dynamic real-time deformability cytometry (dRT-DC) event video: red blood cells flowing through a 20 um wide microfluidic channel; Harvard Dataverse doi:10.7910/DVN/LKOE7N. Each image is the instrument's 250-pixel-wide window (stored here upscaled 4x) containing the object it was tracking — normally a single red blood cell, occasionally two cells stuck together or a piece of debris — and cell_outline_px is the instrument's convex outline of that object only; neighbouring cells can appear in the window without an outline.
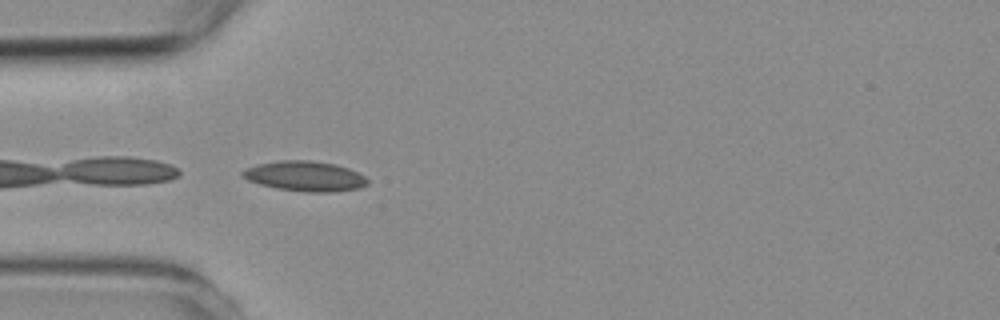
{"species": "common noctule bat (a hibernating species)", "species_latin": "Nyctalus noctula", "temperature_condition": "room temperature", "stored_images_in_passage": 6, "camera_frame_rate_fps": 3000, "um_per_image_px": 0.085, "animal": {"sex": "female", "body_mass_g": 19.3, "forearm_length_mm": 54.1}, "frame": {"image": 1, "passage_image": 6, "time_ms": 6.0, "image_size_px": [1000, 320], "cell_outline_px": [[368, 184], [360, 188], [328, 192], [304, 192], [276, 188], [260, 184], [248, 180], [240, 176], [240, 172], [244, 168], [256, 164], [280, 160], [312, 160], [336, 164], [348, 168], [364, 176], [368, 180]], "centroid_in_image_um": [25.88, 14.96], "position_along_channel_um": 59.1, "area_um2": 22.08}}